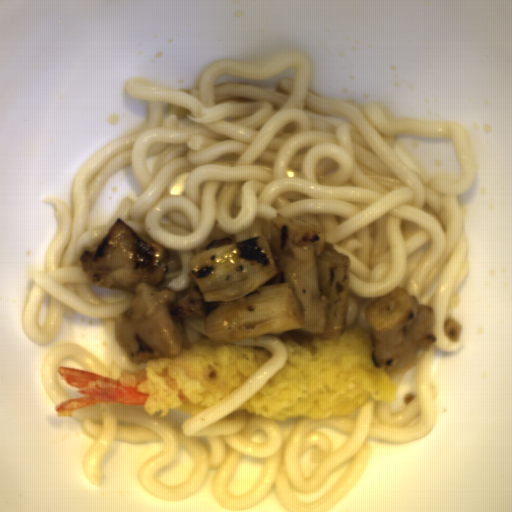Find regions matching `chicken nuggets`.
<instances>
[{"label": "chicken nuggets", "mask_w": 512, "mask_h": 512, "mask_svg": "<svg viewBox=\"0 0 512 512\" xmlns=\"http://www.w3.org/2000/svg\"><path fill=\"white\" fill-rule=\"evenodd\" d=\"M269 244L279 274L268 283H290L302 307L303 324L292 331L306 335L324 332L328 297L320 288L318 255L325 251V232L278 215L272 221Z\"/></svg>", "instance_id": "2"}, {"label": "chicken nuggets", "mask_w": 512, "mask_h": 512, "mask_svg": "<svg viewBox=\"0 0 512 512\" xmlns=\"http://www.w3.org/2000/svg\"><path fill=\"white\" fill-rule=\"evenodd\" d=\"M170 251L115 219L95 252L83 251L81 267L102 289L124 290L130 310L115 324L119 348L135 363L178 355L183 350L182 323L172 313L177 296L161 288Z\"/></svg>", "instance_id": "1"}, {"label": "chicken nuggets", "mask_w": 512, "mask_h": 512, "mask_svg": "<svg viewBox=\"0 0 512 512\" xmlns=\"http://www.w3.org/2000/svg\"><path fill=\"white\" fill-rule=\"evenodd\" d=\"M374 341L373 362L386 371L410 370L418 350L435 344L433 308L419 304L406 287L398 286L365 308Z\"/></svg>", "instance_id": "3"}]
</instances>
